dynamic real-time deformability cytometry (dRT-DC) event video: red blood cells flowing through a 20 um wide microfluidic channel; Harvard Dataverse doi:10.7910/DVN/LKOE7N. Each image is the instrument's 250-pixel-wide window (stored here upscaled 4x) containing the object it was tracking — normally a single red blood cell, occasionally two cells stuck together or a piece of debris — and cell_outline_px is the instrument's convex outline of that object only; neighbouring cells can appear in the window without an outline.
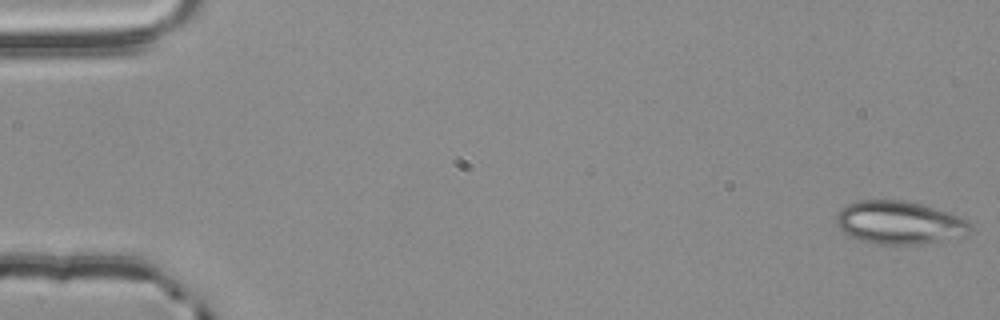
{"species": "common noctule bat (a hibernating species)", "species_latin": "Nyctalus noctula", "temperature_condition": "room temperature", "stored_images_in_passage": 55, "camera_frame_rate_fps": 3000, "um_per_image_px": 0.085, "animal": {"sex": "male", "body_mass_g": 20.4}, "frame": {"image": 1, "passage_image": 1, "time_ms": 0.0, "image_size_px": [1000, 320], "cell_outline_px": [[972, 232], [968, 236], [920, 244], [876, 244], [860, 240], [848, 236], [836, 224], [836, 216], [840, 208], [848, 204], [860, 200], [904, 200], [920, 204], [960, 216], [972, 224]], "centroid_in_image_um": [76.47, 18.93], "position_along_channel_um": 8.5, "area_um2": 33.87}}
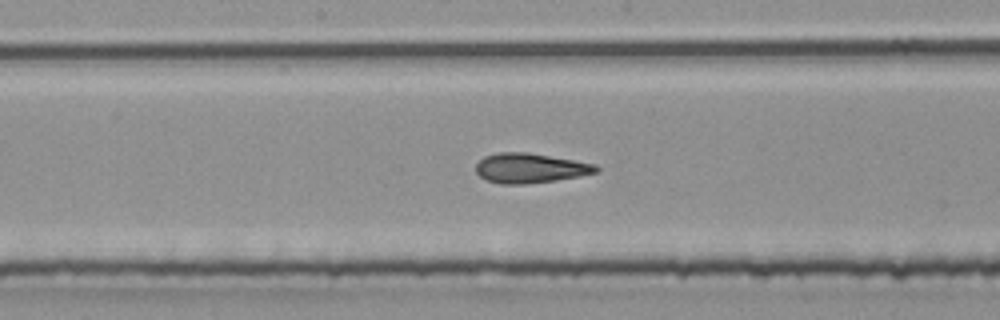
{"frame": {"image": 2, "passage_image": 29, "time_ms": 9.333, "image_size_px": [1000, 320], "cell_outline_px": [[600, 172], [580, 176], [556, 180], [524, 184], [500, 184], [488, 180], [480, 176], [476, 172], [476, 164], [484, 156], [496, 152], [528, 152], [596, 164], [600, 168]], "centroid_in_image_um": [45.08, 14.28], "position_along_channel_um": 203.1, "area_um2": 20.92}}
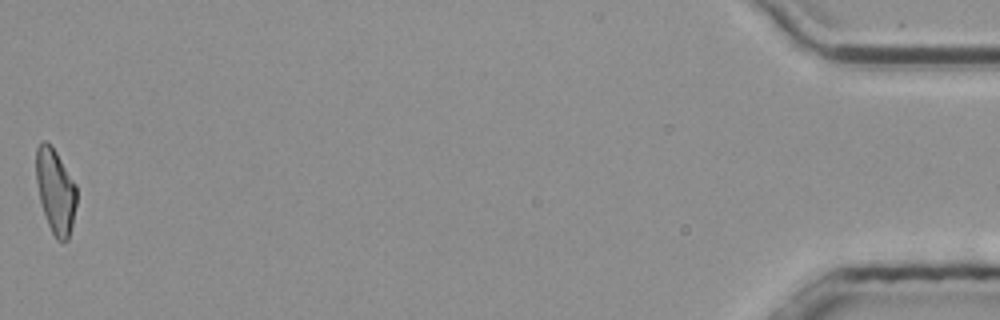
{"frame": {"image": 3, "passage_image": 55, "time_ms": 18.0, "image_size_px": [1000, 320], "cell_outline_px": [[76, 204], [72, 224], [68, 240], [56, 240], [48, 224], [40, 200], [36, 180], [36, 148], [44, 140], [52, 144], [76, 184]], "centroid_in_image_um": [4.72, 16.2], "position_along_channel_um": 430.5, "area_um2": 19.88}, "authors_computed_cell_mechanics": {"area_um2": 20.9814, "velocity_mm_per_s": 3.8241, "shape_relaxation_time_tau1_ms": 7.4531, "shape_relaxation_time_tau2_ms": 2.2128, "deformation_change_tau1": 0.2062, "deformation_change_tau2": 0.0989}}